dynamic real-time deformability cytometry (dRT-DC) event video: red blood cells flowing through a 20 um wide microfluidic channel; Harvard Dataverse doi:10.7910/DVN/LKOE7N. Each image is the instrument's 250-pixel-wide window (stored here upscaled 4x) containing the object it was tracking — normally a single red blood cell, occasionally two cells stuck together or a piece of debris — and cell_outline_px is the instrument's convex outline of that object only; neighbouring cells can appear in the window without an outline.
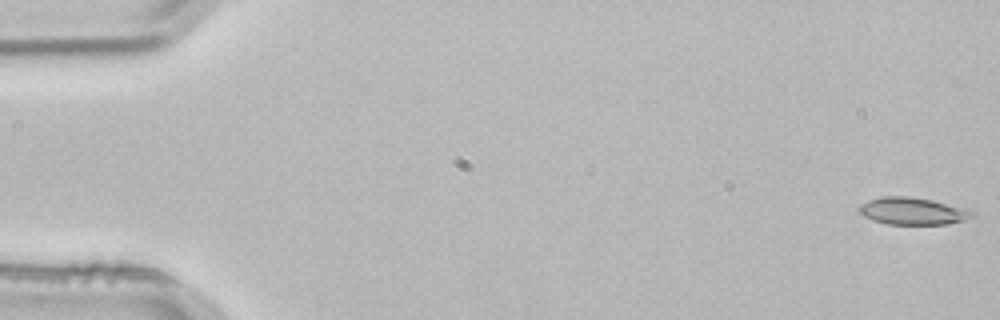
{"species": "common noctule bat (a hibernating species)", "species_latin": "Nyctalus noctula", "temperature_condition": "room temperature", "stored_images_in_passage": 4, "camera_frame_rate_fps": 3000, "um_per_image_px": 0.085, "animal": {"sex": "male", "body_mass_g": 21.5, "forearm_length_mm": 52.0}, "frame": {"image": 1, "passage_image": 1, "time_ms": 0.0, "image_size_px": [1000, 320], "cell_outline_px": [[976, 212], [972, 216], [964, 220], [948, 224], [888, 224], [872, 220], [864, 216], [860, 212], [860, 204], [868, 200], [880, 196], [908, 196], [932, 200], [968, 208]], "centroid_in_image_um": [77.6, 17.93], "position_along_channel_um": 7.4, "area_um2": 17.98}}
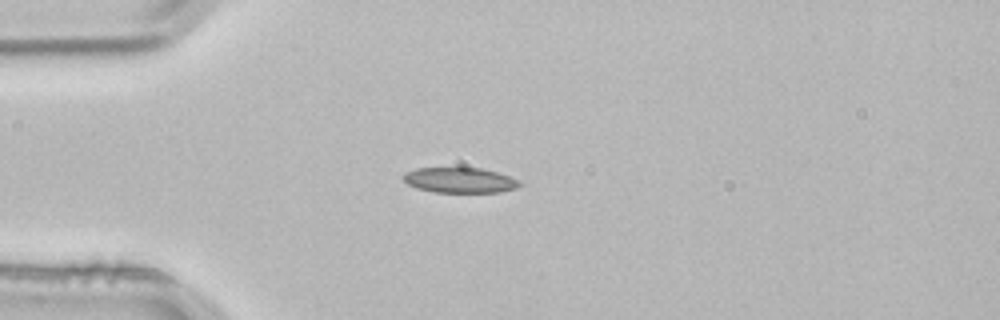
{"frame": {"image": 2, "passage_image": 4, "time_ms": 1.0, "image_size_px": [1000, 320], "cell_outline_px": [[524, 184], [516, 188], [500, 192], [432, 192], [416, 188], [408, 184], [400, 176], [404, 172], [416, 168], [480, 168], [496, 172], [520, 180]], "centroid_in_image_um": [39.06, 15.32], "position_along_channel_um": 45.9, "area_um2": 17.28}}